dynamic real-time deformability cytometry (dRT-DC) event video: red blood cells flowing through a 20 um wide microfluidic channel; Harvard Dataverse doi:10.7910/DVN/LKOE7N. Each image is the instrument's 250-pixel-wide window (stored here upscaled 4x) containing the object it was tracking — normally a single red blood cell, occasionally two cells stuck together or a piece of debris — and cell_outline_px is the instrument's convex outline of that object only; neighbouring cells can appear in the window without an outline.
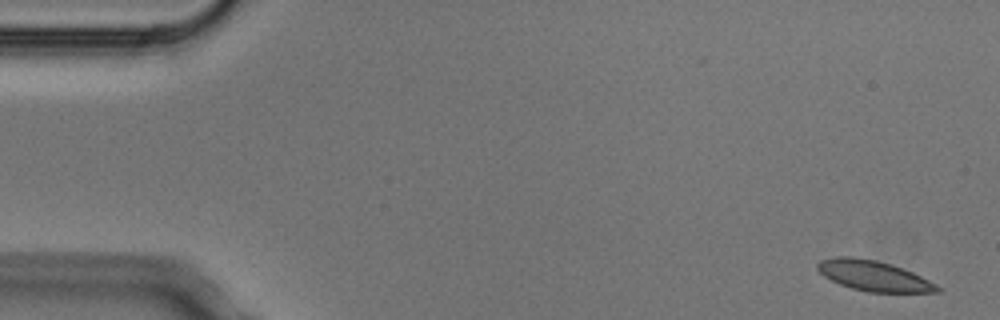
{"species": "Egyptian fruit bat (a non-hibernating species)", "species_latin": "Rousettus aegyptiacus", "temperature_condition": "cold", "stored_images_in_passage": 5, "camera_frame_rate_fps": 3000, "um_per_image_px": 0.085, "animal": {"sex": "male"}, "frame": {"image": 1, "passage_image": 1, "time_ms": 0.0, "image_size_px": [1000, 320], "cell_outline_px": [[944, 288], [940, 292], [868, 292], [852, 288], [840, 284], [824, 276], [816, 268], [816, 264], [820, 260], [836, 256], [852, 256], [876, 260], [892, 264], [912, 272]], "centroid_in_image_um": [74.26, 23.43], "position_along_channel_um": 10.7, "area_um2": 21.21}}
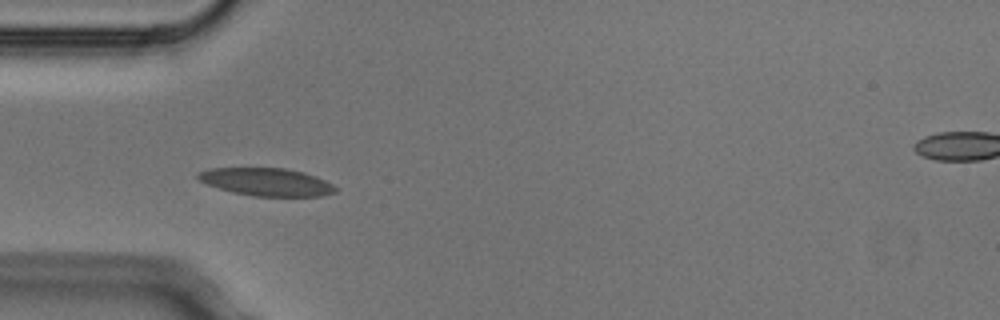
{"frame": {"image": 2, "passage_image": 5, "time_ms": 1.333, "image_size_px": [1000, 320], "cell_outline_px": [[336, 192], [320, 196], [252, 196], [232, 192], [208, 184], [200, 180], [196, 176], [200, 172], [212, 168], [284, 168], [304, 172], [316, 176], [332, 184], [336, 188]], "centroid_in_image_um": [22.68, 15.46], "position_along_channel_um": 62.3, "area_um2": 22.02}}